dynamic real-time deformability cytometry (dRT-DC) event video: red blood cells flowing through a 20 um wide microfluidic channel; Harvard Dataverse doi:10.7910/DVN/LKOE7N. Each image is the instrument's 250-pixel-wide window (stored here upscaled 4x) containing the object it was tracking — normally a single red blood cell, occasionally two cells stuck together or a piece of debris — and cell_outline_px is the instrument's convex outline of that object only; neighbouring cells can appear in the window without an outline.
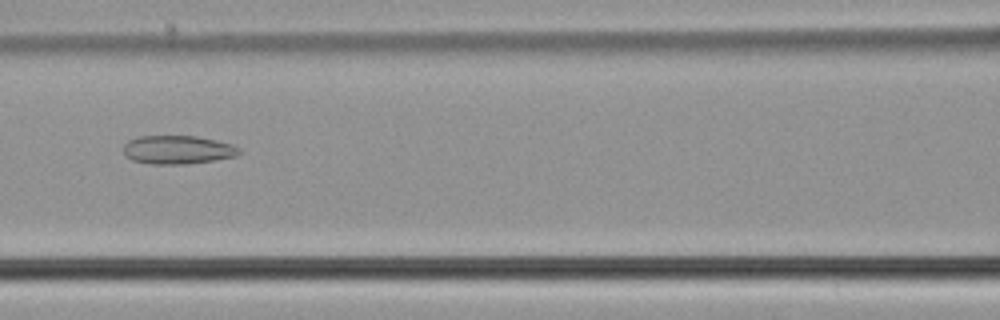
{"species": "common noctule bat (a hibernating species)", "species_latin": "Nyctalus noctula", "temperature_condition": "cold", "stored_images_in_passage": 40, "camera_frame_rate_fps": 3000, "um_per_image_px": 0.085, "animal": {"sex": "male", "body_mass_g": 21.5, "forearm_length_mm": 52.0}, "frame": {"image": 1, "passage_image": 14, "time_ms": 4.333, "image_size_px": [1000, 320], "cell_outline_px": [[244, 152], [236, 156], [212, 160], [184, 164], [152, 164], [132, 160], [124, 156], [124, 144], [128, 140], [136, 136], [196, 136], [216, 140], [232, 144], [240, 148]], "centroid_in_image_um": [15.1, 12.72], "position_along_channel_um": 151.5, "area_um2": 19.36}}
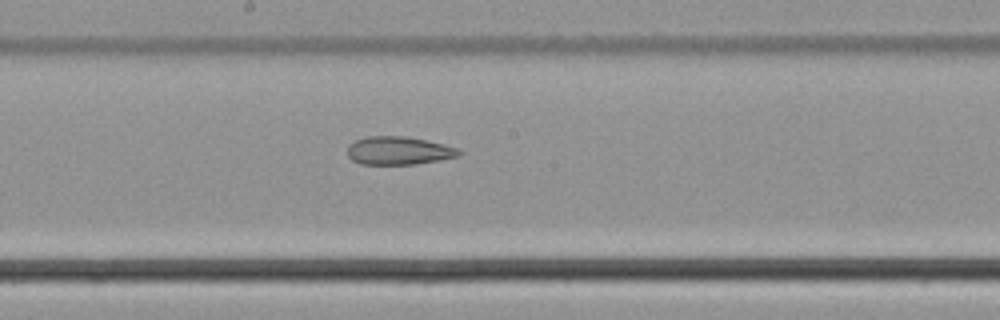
{"frame": {"image": 2, "passage_image": 19, "time_ms": 6.0, "image_size_px": [1000, 320], "cell_outline_px": [[464, 152], [460, 156], [416, 164], [360, 164], [352, 160], [348, 156], [348, 144], [356, 140], [368, 136], [408, 136], [444, 144], [456, 148]], "centroid_in_image_um": [33.89, 12.8], "position_along_channel_um": 214.3, "area_um2": 18.38}}
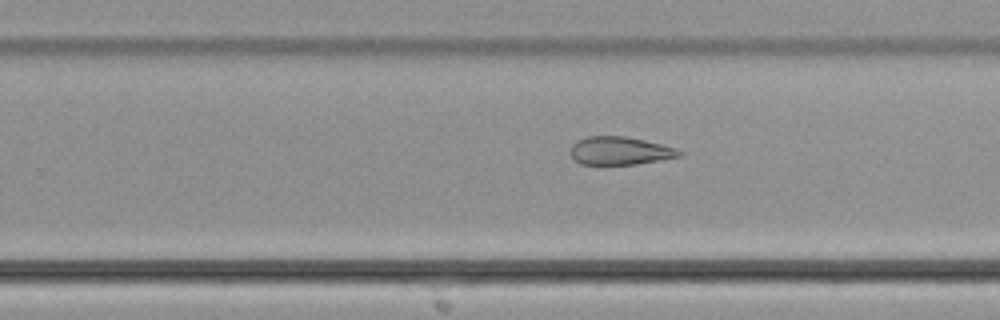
{"frame": {"image": 3, "passage_image": 24, "time_ms": 7.667, "image_size_px": [1000, 320], "cell_outline_px": [[684, 152], [680, 156], [636, 164], [580, 164], [572, 156], [572, 144], [576, 140], [588, 136], [624, 136], [644, 140], [676, 148]], "centroid_in_image_um": [52.69, 12.81], "position_along_channel_um": 277.1, "area_um2": 17.57}, "authors_computed_cell_mechanics": {"area_um2": 18.6116, "velocity_mm_per_s": 3.7792, "shape_relaxation_time_tau1_ms": null, "shape_relaxation_time_tau2_ms": 3.8228, "deformation_change_tau1": null, "deformation_change_tau2": 0.1283}}